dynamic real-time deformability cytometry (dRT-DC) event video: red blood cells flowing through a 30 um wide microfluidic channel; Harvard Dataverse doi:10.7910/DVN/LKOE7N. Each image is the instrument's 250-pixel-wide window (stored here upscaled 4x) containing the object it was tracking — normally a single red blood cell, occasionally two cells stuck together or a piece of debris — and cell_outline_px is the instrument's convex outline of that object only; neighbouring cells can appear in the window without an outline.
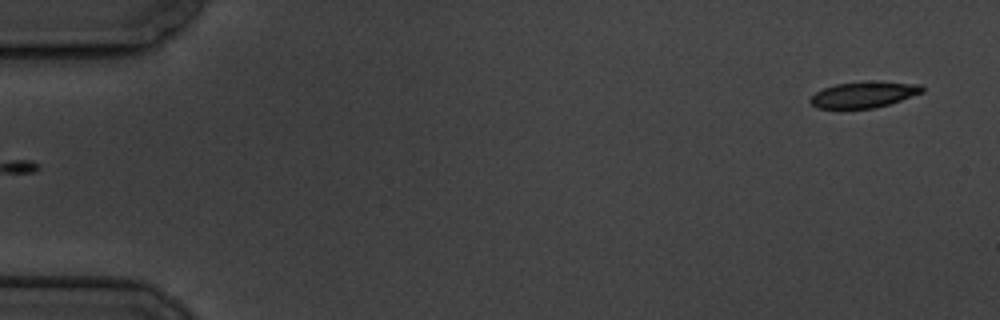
{"species": "common noctule bat (a hibernating species)", "species_latin": "Nyctalus noctula", "temperature_condition": "cold", "stored_images_in_passage": 13, "camera_frame_rate_fps": 3000, "um_per_image_px": 0.085, "animal": {"sex": "male", "body_mass_g": 19.5, "forearm_length_mm": 54.6}, "frame": {"image": 1, "passage_image": 1, "time_ms": 0.0, "image_size_px": [1000, 320], "cell_outline_px": [[924, 92], [888, 104], [872, 108], [816, 108], [808, 100], [816, 92], [824, 88], [836, 84], [880, 80], [920, 84], [924, 88]], "centroid_in_image_um": [73.45, 8.02], "position_along_channel_um": 11.5, "area_um2": 16.99}}